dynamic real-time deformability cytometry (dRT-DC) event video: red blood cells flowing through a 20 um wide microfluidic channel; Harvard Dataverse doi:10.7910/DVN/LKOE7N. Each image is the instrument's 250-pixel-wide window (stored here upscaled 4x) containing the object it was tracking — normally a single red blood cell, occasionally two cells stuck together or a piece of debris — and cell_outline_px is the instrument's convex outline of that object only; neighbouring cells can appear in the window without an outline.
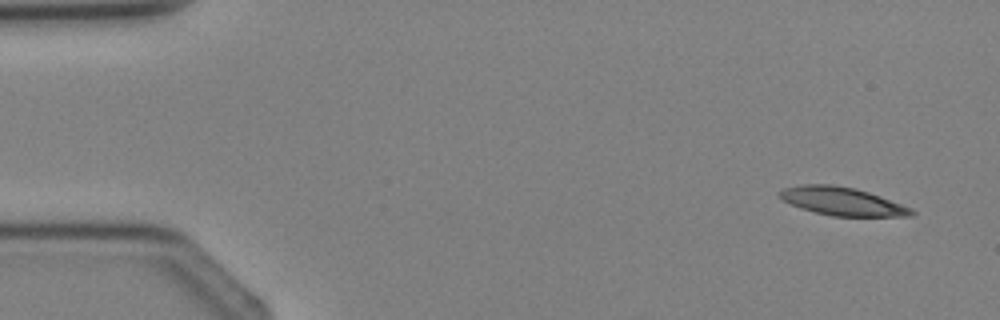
{"species": "Egyptian fruit bat (a non-hibernating species)", "species_latin": "Rousettus aegyptiacus", "temperature_condition": "cold", "stored_images_in_passage": 4, "segment_of_instrument_passage": [2, 2], "camera_frame_rate_fps": 3000, "um_per_image_px": 0.085, "animal": {"sex": "female"}, "frame": {"image": 1, "passage_image": 4, "time_ms": 3.667, "image_size_px": [1000, 320], "cell_outline_px": [[916, 212], [912, 216], [832, 216], [800, 208], [776, 196], [776, 192], [784, 188], [800, 184], [832, 184], [856, 188], [880, 196], [912, 208]], "centroid_in_image_um": [71.55, 17.1], "position_along_channel_um": 13.4, "area_um2": 21.73}}